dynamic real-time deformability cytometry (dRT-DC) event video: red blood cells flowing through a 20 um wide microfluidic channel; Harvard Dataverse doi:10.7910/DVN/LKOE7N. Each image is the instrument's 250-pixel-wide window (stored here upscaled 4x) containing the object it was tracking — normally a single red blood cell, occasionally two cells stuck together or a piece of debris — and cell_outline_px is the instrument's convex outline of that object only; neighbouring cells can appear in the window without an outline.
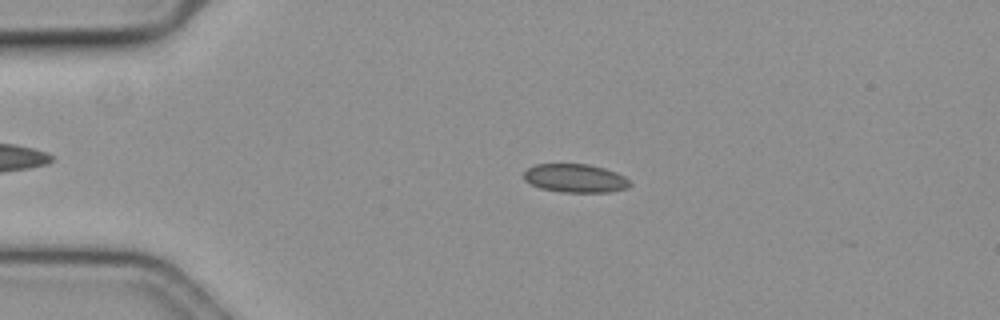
{"species": "common noctule bat (a hibernating species)", "species_latin": "Nyctalus noctula", "temperature_condition": "cold", "stored_images_in_passage": 51, "camera_frame_rate_fps": 3000, "um_per_image_px": 0.085, "animal": {"sex": "female", "body_mass_g": 19.3, "forearm_length_mm": 54.1}, "frame": {"image": 1, "passage_image": 13, "time_ms": 4.0, "image_size_px": [1000, 320], "cell_outline_px": [[632, 184], [628, 188], [608, 192], [560, 192], [540, 188], [524, 180], [524, 172], [528, 168], [536, 164], [588, 164], [604, 168], [616, 172], [624, 176]], "centroid_in_image_um": [48.9, 15.15], "position_along_channel_um": 36.1, "area_um2": 17.63}}
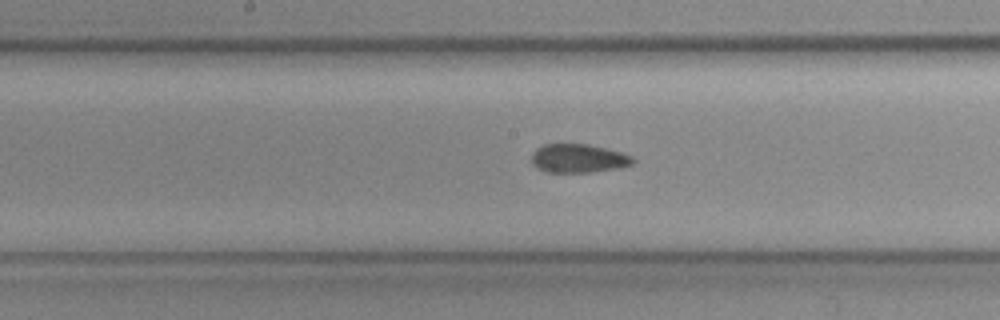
{"frame": {"image": 2, "passage_image": 30, "time_ms": 9.667, "image_size_px": [1000, 320], "cell_outline_px": [[636, 160], [632, 164], [620, 168], [592, 172], [548, 172], [536, 168], [532, 164], [532, 152], [536, 148], [544, 144], [588, 144], [620, 152], [632, 156]], "centroid_in_image_um": [49.15, 13.46], "position_along_channel_um": 199.0, "area_um2": 16.99}}
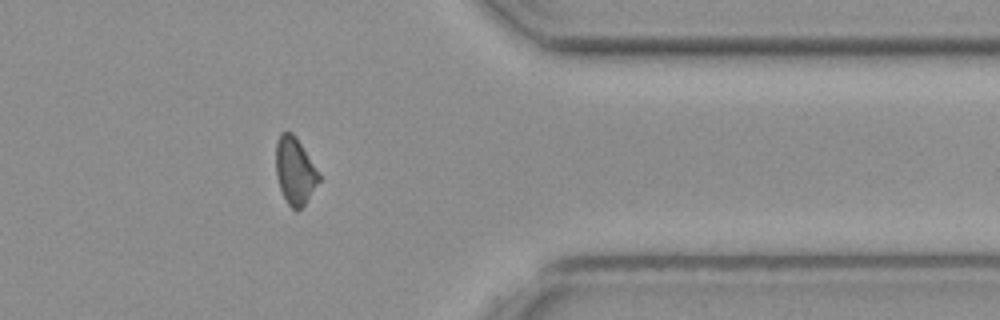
{"frame": {"image": 3, "passage_image": 47, "time_ms": 15.333, "image_size_px": [1000, 320], "cell_outline_px": [[320, 180], [304, 204], [296, 212], [288, 204], [280, 188], [276, 176], [276, 140], [280, 132], [292, 132], [296, 136], [320, 176]], "centroid_in_image_um": [25.04, 14.5], "position_along_channel_um": 386.4, "area_um2": 16.53}, "authors_computed_cell_mechanics": {"area_um2": 17.5712, "velocity_mm_per_s": 3.581, "shape_relaxation_time_tau1_ms": null, "shape_relaxation_time_tau2_ms": 4.6013, "deformation_change_tau1": null, "deformation_change_tau2": 0.0714}}